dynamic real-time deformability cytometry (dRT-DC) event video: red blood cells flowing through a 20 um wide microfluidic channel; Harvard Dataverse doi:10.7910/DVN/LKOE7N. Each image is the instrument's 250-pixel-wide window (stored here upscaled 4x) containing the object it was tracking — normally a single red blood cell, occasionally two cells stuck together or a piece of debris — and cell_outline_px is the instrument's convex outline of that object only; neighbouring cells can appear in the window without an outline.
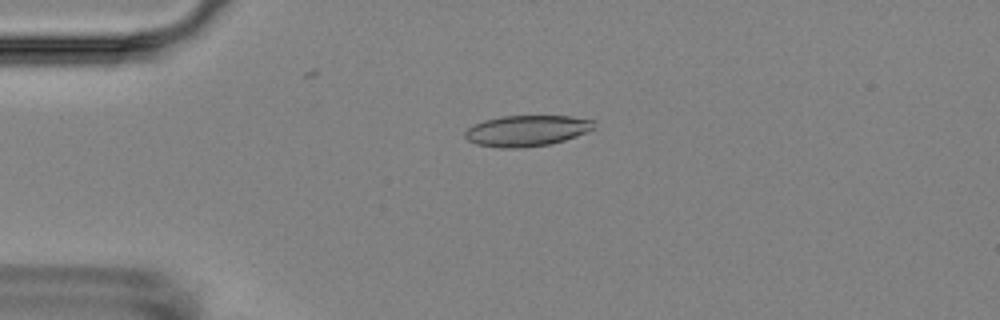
{"species": "Egyptian fruit bat (a non-hibernating species)", "species_latin": "Rousettus aegyptiacus", "temperature_condition": "room temperature", "stored_images_in_passage": 5, "camera_frame_rate_fps": 3000, "um_per_image_px": 0.085, "animal": {"sex": "female"}, "frame": {"image": 1, "passage_image": 3, "time_ms": 2.333, "image_size_px": [1000, 320], "cell_outline_px": [[596, 128], [576, 136], [564, 140], [548, 144], [520, 148], [500, 148], [476, 144], [468, 140], [464, 136], [464, 132], [472, 124], [484, 120], [500, 116], [572, 116], [596, 120]], "centroid_in_image_um": [44.78, 11.1], "position_along_channel_um": 40.2, "area_um2": 23.47}}